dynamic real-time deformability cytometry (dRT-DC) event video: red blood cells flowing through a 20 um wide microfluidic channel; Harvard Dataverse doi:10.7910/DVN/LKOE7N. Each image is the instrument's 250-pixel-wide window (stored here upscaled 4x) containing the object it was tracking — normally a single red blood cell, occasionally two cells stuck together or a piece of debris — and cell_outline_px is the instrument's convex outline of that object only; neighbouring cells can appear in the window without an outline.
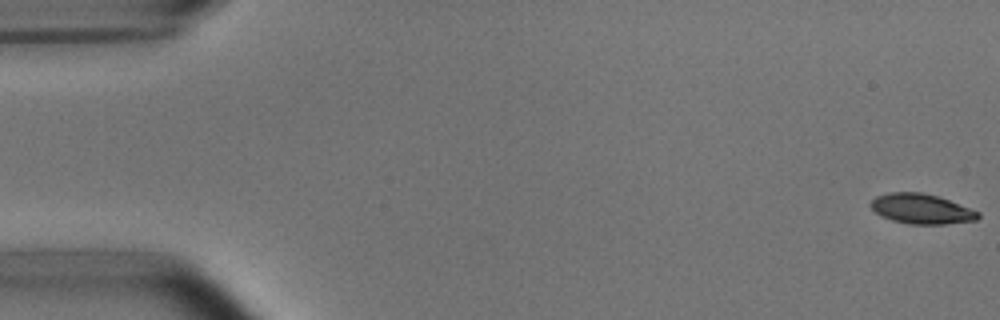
{"species": "common noctule bat (a hibernating species)", "species_latin": "Nyctalus noctula", "temperature_condition": "room temperature", "stored_images_in_passage": 5, "camera_frame_rate_fps": 3000, "um_per_image_px": 0.085, "animal": {"sex": "male", "body_mass_g": 15.6}, "frame": {"image": 1, "passage_image": 1, "time_ms": 0.0, "image_size_px": [1000, 320], "cell_outline_px": [[980, 216], [976, 220], [944, 224], [912, 224], [892, 220], [876, 212], [868, 204], [876, 196], [892, 192], [920, 192], [936, 196], [948, 200], [980, 212]], "centroid_in_image_um": [78.32, 17.75], "position_along_channel_um": 6.7, "area_um2": 18.44}}
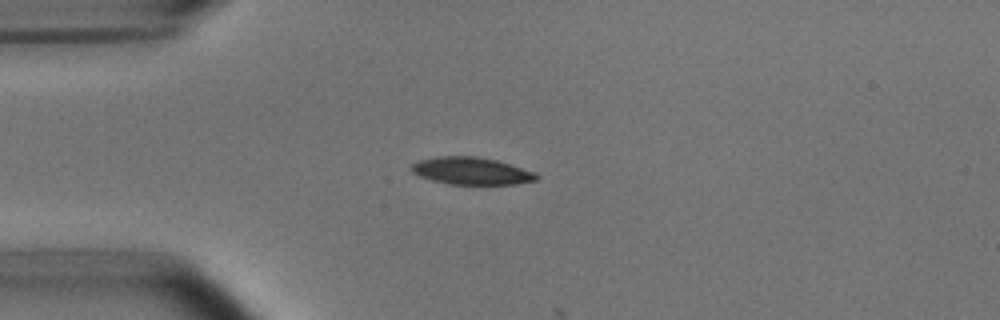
{"frame": {"image": 2, "passage_image": 5, "time_ms": 4.333, "image_size_px": [1000, 320], "cell_outline_px": [[540, 176], [536, 180], [516, 184], [448, 184], [432, 180], [420, 176], [412, 172], [412, 164], [420, 160], [440, 156], [476, 156], [496, 160], [536, 172]], "centroid_in_image_um": [40.1, 14.53], "position_along_channel_um": 44.9, "area_um2": 19.77}}